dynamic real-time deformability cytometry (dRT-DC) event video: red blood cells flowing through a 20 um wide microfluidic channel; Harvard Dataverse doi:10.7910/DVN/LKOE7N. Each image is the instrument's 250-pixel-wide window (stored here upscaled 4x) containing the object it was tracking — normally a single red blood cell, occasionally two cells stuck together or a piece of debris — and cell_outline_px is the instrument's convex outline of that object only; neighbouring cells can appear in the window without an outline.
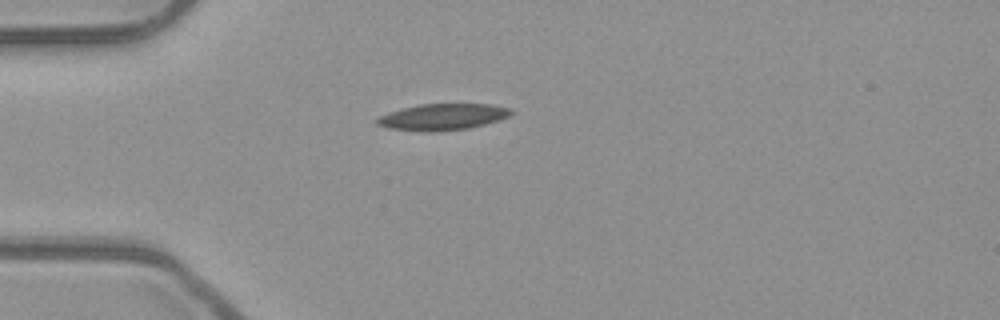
{"species": "common noctule bat (a hibernating species)", "species_latin": "Nyctalus noctula", "temperature_condition": "room temperature", "stored_images_in_passage": 39, "camera_frame_rate_fps": 3000, "um_per_image_px": 0.085, "animal": {"sex": "male", "body_mass_g": 23.1, "forearm_length_mm": 52.7}, "frame": {"image": 1, "passage_image": 1, "time_ms": 0.0, "image_size_px": [1000, 320], "cell_outline_px": [[512, 112], [508, 116], [484, 124], [468, 128], [428, 132], [388, 128], [376, 124], [376, 120], [380, 116], [388, 112], [400, 108], [420, 104], [492, 104], [512, 108]], "centroid_in_image_um": [37.59, 9.92], "position_along_channel_um": 47.4, "area_um2": 20.46}}
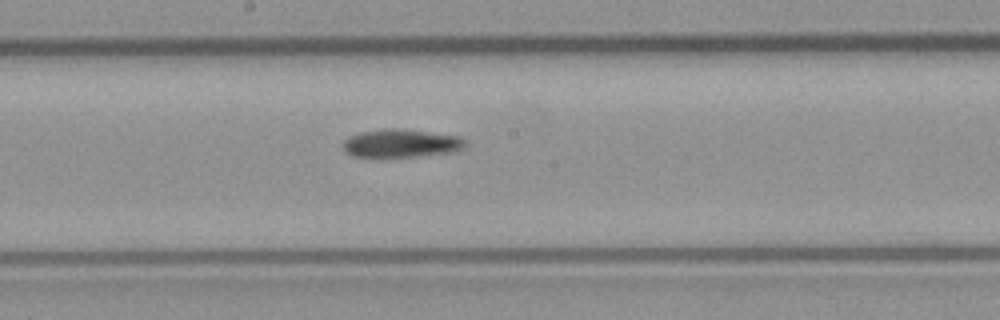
{"frame": {"image": 2, "passage_image": 15, "time_ms": 4.667, "image_size_px": [1000, 320], "cell_outline_px": [[468, 144], [464, 148], [456, 152], [416, 156], [352, 156], [344, 148], [344, 140], [360, 132], [384, 128], [400, 128], [460, 136]], "centroid_in_image_um": [34.17, 12.16], "position_along_channel_um": 214.0, "area_um2": 19.94}}
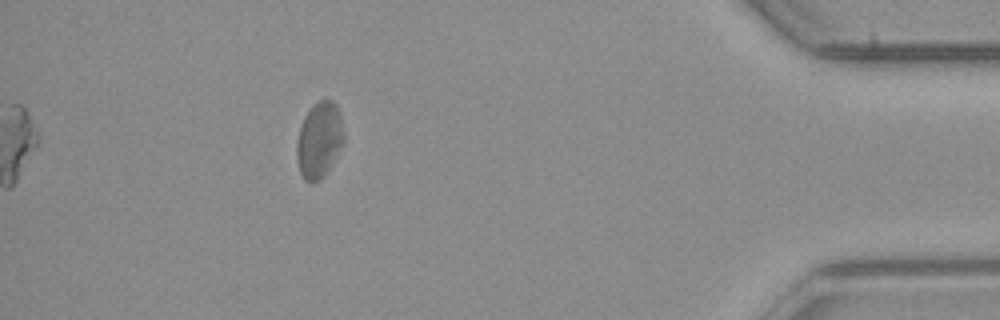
{"frame": {"image": 3, "passage_image": 34, "time_ms": 11.0, "image_size_px": [1000, 320], "cell_outline_px": [[344, 140], [328, 172], [320, 180], [304, 180], [300, 172], [296, 156], [296, 140], [304, 116], [312, 104], [320, 100], [332, 100], [336, 104], [340, 116], [344, 132]], "centroid_in_image_um": [27.13, 11.88], "position_along_channel_um": 408.1, "area_um2": 20.81}, "authors_computed_cell_mechanics": {"area_um2": 20.4612, "velocity_mm_per_s": 3.9243, "shape_relaxation_time_tau1_ms": null, "shape_relaxation_time_tau2_ms": 6.7083, "deformation_change_tau1": null, "deformation_change_tau2": 0.1463}}